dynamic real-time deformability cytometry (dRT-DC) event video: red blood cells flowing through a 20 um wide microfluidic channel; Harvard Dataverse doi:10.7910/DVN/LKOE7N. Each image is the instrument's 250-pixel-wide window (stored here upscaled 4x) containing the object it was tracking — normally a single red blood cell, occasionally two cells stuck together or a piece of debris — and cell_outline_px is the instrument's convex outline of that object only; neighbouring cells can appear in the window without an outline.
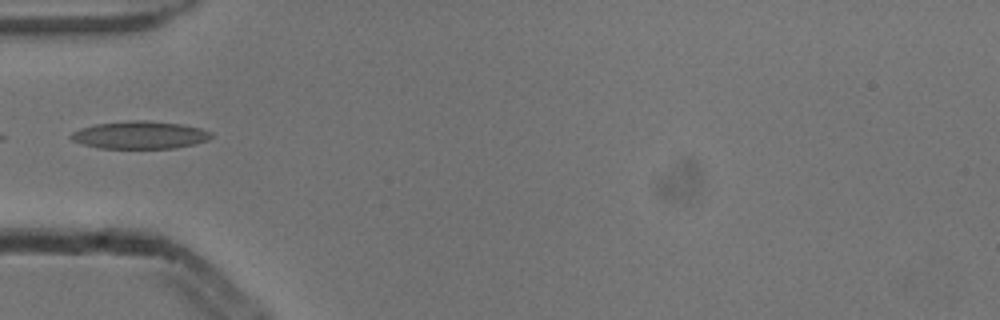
{"species": "common noctule bat (a hibernating species)", "species_latin": "Nyctalus noctula", "temperature_condition": "cold", "stored_images_in_passage": 4, "camera_frame_rate_fps": 3000, "um_per_image_px": 0.085, "animal": {"sex": "male", "body_mass_g": 13.3}, "frame": {"image": 1, "passage_image": 3, "time_ms": 0.667, "image_size_px": [1000, 320], "cell_outline_px": [[212, 136], [208, 140], [196, 144], [172, 148], [100, 148], [84, 144], [72, 140], [68, 136], [72, 132], [80, 128], [96, 124], [128, 120], [148, 120], [180, 124], [200, 128], [212, 132]], "centroid_in_image_um": [11.89, 11.47], "position_along_channel_um": 73.1, "area_um2": 22.6}}
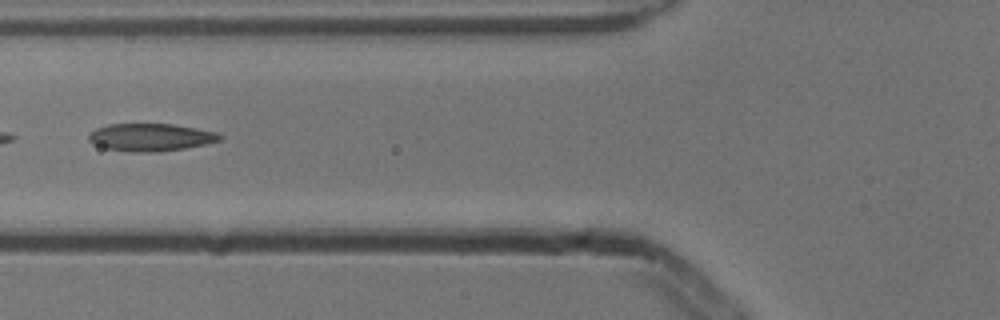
{"frame": {"image": 2, "passage_image": 4, "time_ms": 1.0, "image_size_px": [1000, 320], "cell_outline_px": [[224, 136], [220, 140], [208, 144], [160, 152], [132, 152], [108, 148], [92, 144], [88, 140], [88, 136], [96, 128], [108, 124], [172, 124], [196, 128], [216, 132]], "centroid_in_image_um": [12.83, 11.67], "position_along_channel_um": 113.0, "area_um2": 21.1}}